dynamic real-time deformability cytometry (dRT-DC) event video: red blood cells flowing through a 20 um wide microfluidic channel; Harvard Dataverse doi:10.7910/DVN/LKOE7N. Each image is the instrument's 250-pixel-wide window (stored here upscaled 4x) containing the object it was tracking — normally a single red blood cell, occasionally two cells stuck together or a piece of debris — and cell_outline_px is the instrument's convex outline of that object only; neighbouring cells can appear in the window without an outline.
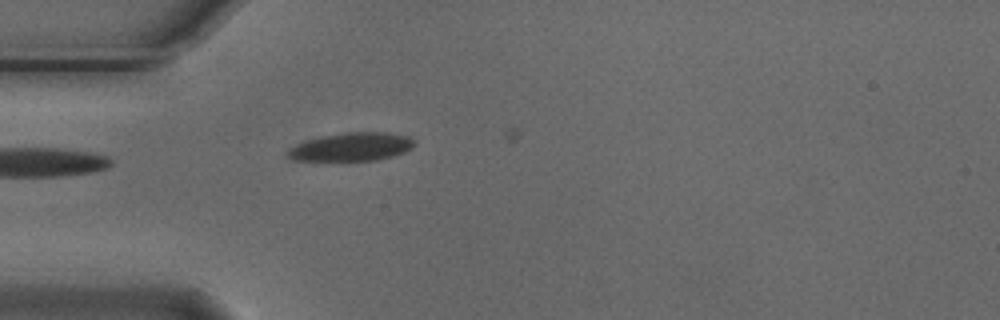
{"species": "Egyptian fruit bat (a non-hibernating species)", "species_latin": "Rousettus aegyptiacus", "temperature_condition": "cold", "stored_images_in_passage": 4, "camera_frame_rate_fps": 3000, "um_per_image_px": 0.085, "animal": {"sex": "male"}, "frame": {"image": 1, "passage_image": 4, "time_ms": 1.0, "image_size_px": [1000, 320], "cell_outline_px": [[416, 144], [412, 148], [404, 152], [392, 156], [376, 160], [292, 160], [288, 156], [288, 152], [296, 144], [308, 140], [324, 136], [344, 132], [388, 132], [408, 136], [416, 140]], "centroid_in_image_um": [29.96, 12.47], "position_along_channel_um": 55.0, "area_um2": 20.69}}